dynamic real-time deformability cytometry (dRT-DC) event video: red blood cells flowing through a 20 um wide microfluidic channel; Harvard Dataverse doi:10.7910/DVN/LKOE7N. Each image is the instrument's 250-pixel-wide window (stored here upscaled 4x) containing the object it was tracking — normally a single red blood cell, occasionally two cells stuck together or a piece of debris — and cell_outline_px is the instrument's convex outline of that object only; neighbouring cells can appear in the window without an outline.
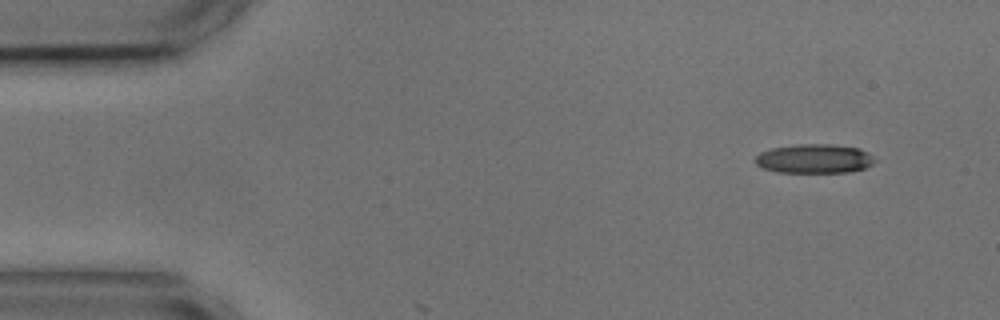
{"species": "common noctule bat (a hibernating species)", "species_latin": "Nyctalus noctula", "temperature_condition": "cold", "stored_images_in_passage": 4, "camera_frame_rate_fps": 3000, "um_per_image_px": 0.085, "animal": {"sex": "male", "body_mass_g": 17.9, "forearm_length_mm": 54.2}, "frame": {"image": 1, "passage_image": 1, "time_ms": 0.0, "image_size_px": [1000, 320], "cell_outline_px": [[876, 160], [872, 164], [864, 168], [848, 172], [776, 172], [760, 168], [756, 164], [756, 156], [760, 152], [772, 148], [796, 144], [828, 144], [860, 148], [868, 152]], "centroid_in_image_um": [69.2, 13.49], "position_along_channel_um": 15.8, "area_um2": 20.35}}
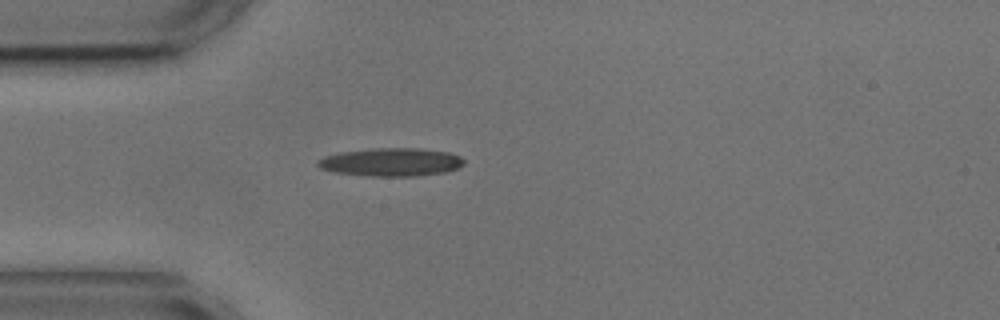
{"frame": {"image": 2, "passage_image": 4, "time_ms": 3.333, "image_size_px": [1000, 320], "cell_outline_px": [[464, 164], [460, 168], [444, 172], [416, 176], [372, 176], [336, 172], [320, 168], [316, 164], [316, 160], [324, 156], [340, 152], [372, 148], [416, 148], [448, 152], [460, 156], [464, 160]], "centroid_in_image_um": [33.25, 13.77], "position_along_channel_um": 51.8, "area_um2": 24.04}}